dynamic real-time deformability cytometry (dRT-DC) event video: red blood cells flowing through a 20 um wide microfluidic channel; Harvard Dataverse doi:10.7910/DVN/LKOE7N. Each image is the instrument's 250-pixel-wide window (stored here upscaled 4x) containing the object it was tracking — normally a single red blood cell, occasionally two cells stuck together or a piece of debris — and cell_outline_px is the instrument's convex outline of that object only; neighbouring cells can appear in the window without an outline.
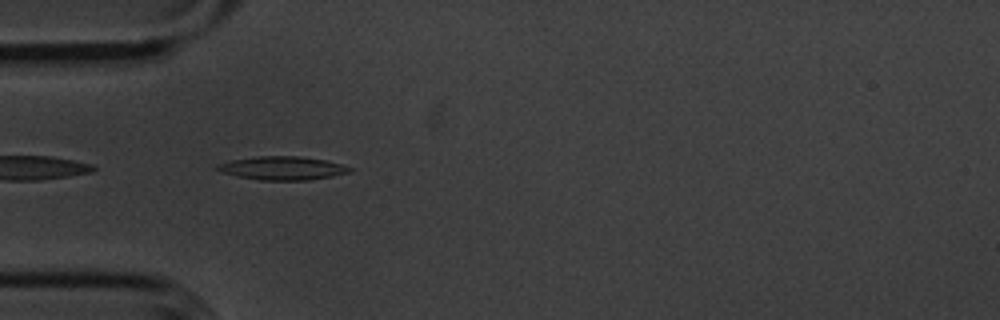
{"species": "common noctule bat (a hibernating species)", "species_latin": "Nyctalus noctula", "temperature_condition": "cold", "stored_images_in_passage": 41, "camera_frame_rate_fps": 3000, "um_per_image_px": 0.085, "animal": {"sex": "male", "body_mass_g": 20.1, "forearm_length_mm": 53.5}, "frame": {"image": 1, "passage_image": 2, "time_ms": 0.333, "image_size_px": [1000, 320], "cell_outline_px": [[352, 172], [332, 176], [308, 180], [260, 180], [236, 176], [212, 168], [216, 164], [228, 160], [256, 156], [300, 156], [324, 160], [344, 164], [352, 168]], "centroid_in_image_um": [23.98, 14.28], "position_along_channel_um": 61.0, "area_um2": 18.32}}
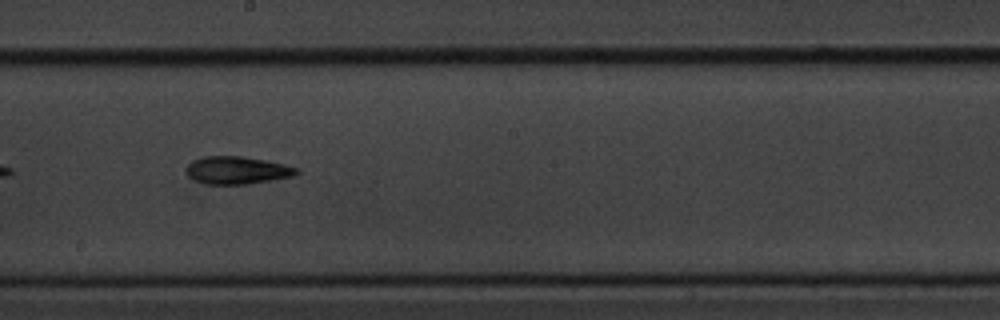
{"frame": {"image": 2, "passage_image": 16, "time_ms": 5.0, "image_size_px": [1000, 320], "cell_outline_px": [[300, 172], [292, 176], [272, 180], [248, 184], [204, 184], [188, 176], [188, 164], [192, 160], [204, 156], [240, 156], [264, 160], [284, 164], [300, 168]], "centroid_in_image_um": [20.18, 14.47], "position_along_channel_um": 228.0, "area_um2": 17.69}}
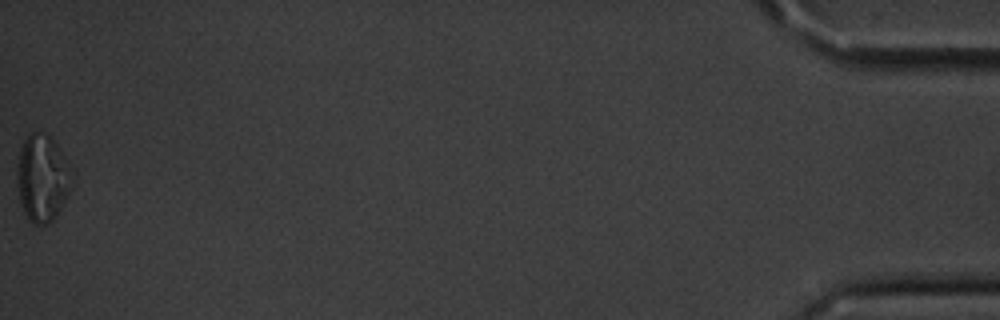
{"frame": {"image": 3, "passage_image": 41, "time_ms": 13.333, "image_size_px": [1000, 320], "cell_outline_px": [[68, 192], [60, 208], [52, 220], [48, 224], [32, 224], [24, 216], [20, 204], [16, 180], [16, 164], [20, 148], [24, 140], [32, 132], [44, 132], [56, 144], [60, 152], [68, 184]], "centroid_in_image_um": [3.45, 15.18], "position_along_channel_um": 431.8, "area_um2": 26.65}, "authors_computed_cell_mechanics": {"area_um2": 17.5712, "velocity_mm_per_s": 3.6135, "shape_relaxation_time_tau1_ms": 4.3322, "shape_relaxation_time_tau2_ms": 5.2388, "deformation_change_tau1": 0.1246, "deformation_change_tau2": 0.1388}}